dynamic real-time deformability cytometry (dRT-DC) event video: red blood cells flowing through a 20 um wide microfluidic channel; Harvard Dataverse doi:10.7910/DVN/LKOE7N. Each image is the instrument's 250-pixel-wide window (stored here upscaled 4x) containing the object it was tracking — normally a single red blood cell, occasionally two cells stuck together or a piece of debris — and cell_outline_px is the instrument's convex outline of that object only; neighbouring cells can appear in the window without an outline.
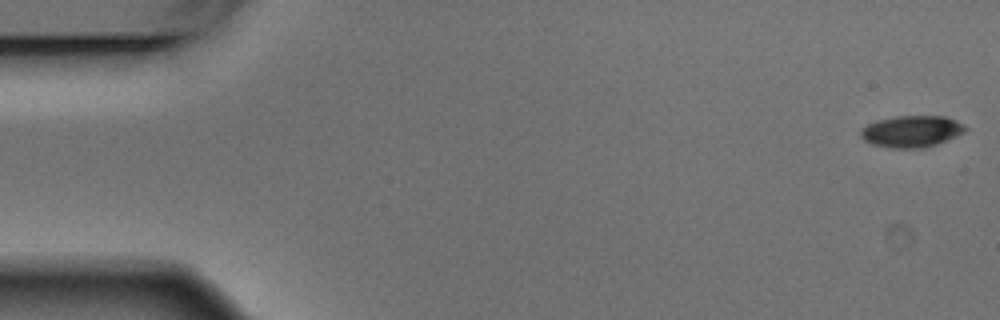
{"species": "Egyptian fruit bat (a non-hibernating species)", "species_latin": "Rousettus aegyptiacus", "temperature_condition": "warm", "stored_images_in_passage": 6, "camera_frame_rate_fps": 3000, "um_per_image_px": 0.085, "animal": {"sex": "male"}, "frame": {"image": 1, "passage_image": 1, "time_ms": 0.0, "image_size_px": [1000, 320], "cell_outline_px": [[968, 128], [964, 132], [956, 136], [936, 144], [924, 148], [888, 148], [872, 144], [864, 140], [860, 136], [860, 132], [868, 124], [876, 120], [896, 116], [944, 116], [956, 120], [964, 124]], "centroid_in_image_um": [77.49, 11.17], "position_along_channel_um": 7.5, "area_um2": 19.31}}
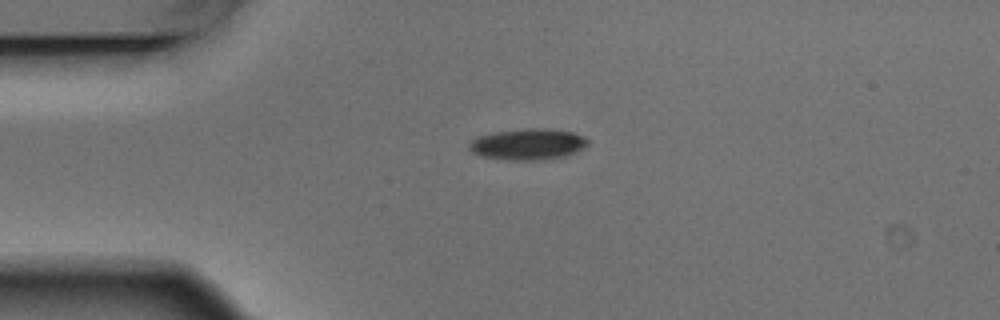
{"frame": {"image": 2, "passage_image": 4, "time_ms": 1.0, "image_size_px": [1000, 320], "cell_outline_px": [[588, 144], [576, 152], [568, 156], [544, 160], [508, 160], [480, 156], [472, 152], [468, 148], [468, 144], [476, 136], [492, 132], [532, 128], [544, 128], [572, 132], [584, 136], [588, 140]], "centroid_in_image_um": [44.85, 12.27], "position_along_channel_um": 40.1, "area_um2": 21.79}}
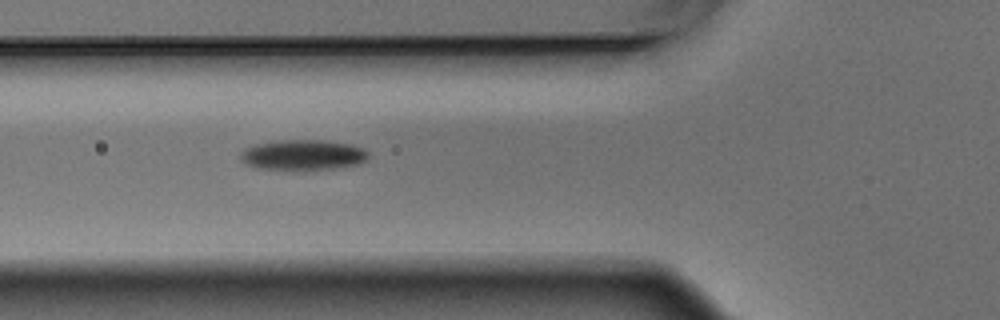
{"frame": {"image": 3, "passage_image": 6, "time_ms": 1.667, "image_size_px": [1000, 320], "cell_outline_px": [[368, 160], [360, 164], [340, 168], [304, 172], [252, 168], [240, 160], [240, 152], [244, 148], [256, 144], [280, 140], [324, 140], [352, 144], [364, 148], [368, 152]], "centroid_in_image_um": [25.76, 13.21], "position_along_channel_um": 100.0, "area_um2": 23.81}}